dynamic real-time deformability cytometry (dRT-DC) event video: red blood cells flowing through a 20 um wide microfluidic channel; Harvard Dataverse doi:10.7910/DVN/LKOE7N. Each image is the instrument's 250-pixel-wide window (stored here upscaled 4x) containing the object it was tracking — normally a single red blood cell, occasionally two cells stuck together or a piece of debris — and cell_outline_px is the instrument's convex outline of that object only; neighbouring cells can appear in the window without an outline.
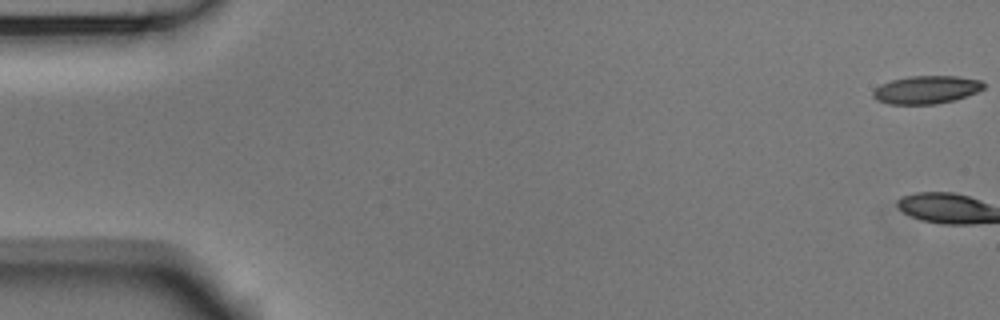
{"species": "Egyptian fruit bat (a non-hibernating species)", "species_latin": "Rousettus aegyptiacus", "temperature_condition": "room temperature", "stored_images_in_passage": 3, "camera_frame_rate_fps": 3000, "um_per_image_px": 0.085, "animal": {"sex": "male"}, "frame": {"image": 1, "passage_image": 1, "time_ms": 0.0, "image_size_px": [1000, 320], "cell_outline_px": [[984, 88], [976, 92], [956, 100], [936, 104], [888, 104], [876, 100], [872, 96], [872, 92], [880, 84], [892, 80], [908, 76], [956, 76], [980, 80], [984, 84]], "centroid_in_image_um": [78.71, 7.63], "position_along_channel_um": 6.3, "area_um2": 18.09}}